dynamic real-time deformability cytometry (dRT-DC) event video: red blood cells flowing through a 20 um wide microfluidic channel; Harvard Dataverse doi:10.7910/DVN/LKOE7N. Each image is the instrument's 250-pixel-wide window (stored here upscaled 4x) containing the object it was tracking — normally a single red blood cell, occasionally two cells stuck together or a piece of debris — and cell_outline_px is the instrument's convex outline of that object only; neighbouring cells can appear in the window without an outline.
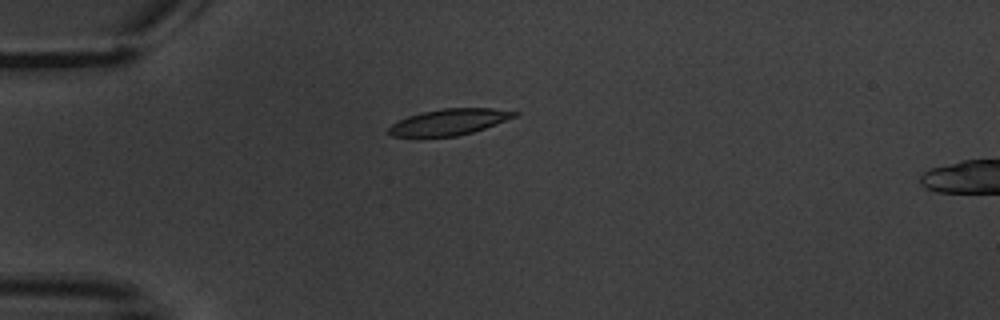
{"species": "common noctule bat (a hibernating species)", "species_latin": "Nyctalus noctula", "temperature_condition": "warm", "stored_images_in_passage": 6, "camera_frame_rate_fps": 3000, "um_per_image_px": 0.085, "animal": {"sex": "male", "body_mass_g": 20.1, "forearm_length_mm": 53.5}, "frame": {"image": 1, "passage_image": 3, "time_ms": 3.667, "image_size_px": [1000, 320], "cell_outline_px": [[520, 112], [516, 116], [484, 128], [472, 132], [456, 136], [392, 136], [388, 132], [388, 128], [392, 124], [408, 116], [424, 112], [444, 108], [492, 108]], "centroid_in_image_um": [38.19, 10.36], "position_along_channel_um": 46.8, "area_um2": 18.73}}
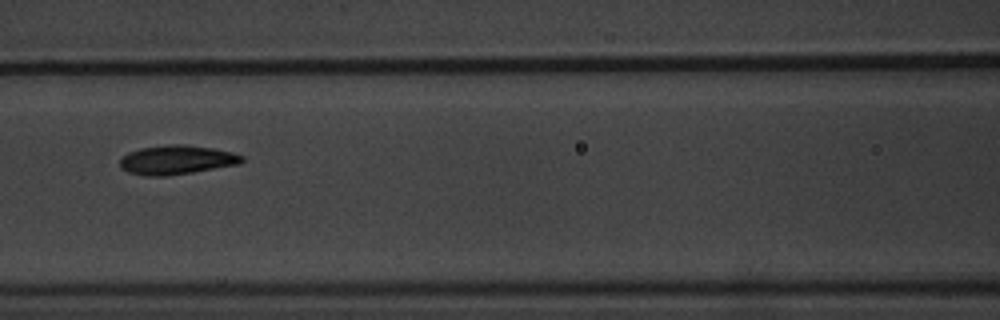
{"frame": {"image": 2, "passage_image": 6, "time_ms": 7.333, "image_size_px": [1000, 320], "cell_outline_px": [[244, 160], [240, 164], [168, 176], [144, 176], [128, 172], [120, 168], [120, 160], [128, 152], [140, 148], [168, 144], [184, 144], [212, 148], [232, 152], [244, 156]], "centroid_in_image_um": [15.01, 13.59], "position_along_channel_um": 151.6, "area_um2": 20.81}}